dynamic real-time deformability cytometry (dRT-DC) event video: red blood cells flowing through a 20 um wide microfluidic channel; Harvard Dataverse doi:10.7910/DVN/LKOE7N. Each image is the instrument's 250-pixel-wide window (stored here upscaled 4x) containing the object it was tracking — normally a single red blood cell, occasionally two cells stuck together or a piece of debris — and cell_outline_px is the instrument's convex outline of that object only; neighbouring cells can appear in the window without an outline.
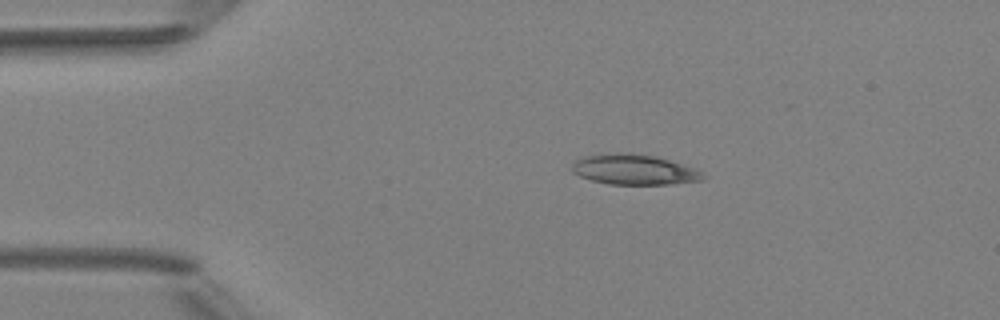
{"species": "Egyptian fruit bat (a non-hibernating species)", "species_latin": "Rousettus aegyptiacus", "temperature_condition": "room temperature", "stored_images_in_passage": 3, "camera_frame_rate_fps": 3000, "um_per_image_px": 0.085, "animal": {"sex": "female"}, "frame": {"image": 1, "passage_image": 1, "time_ms": 0.0, "image_size_px": [1000, 320], "cell_outline_px": [[704, 176], [700, 180], [668, 184], [608, 184], [592, 180], [580, 176], [572, 172], [572, 164], [576, 160], [584, 156], [616, 152], [628, 152], [656, 156], [692, 168], [700, 172]], "centroid_in_image_um": [53.82, 14.4], "position_along_channel_um": 31.2, "area_um2": 22.77}}
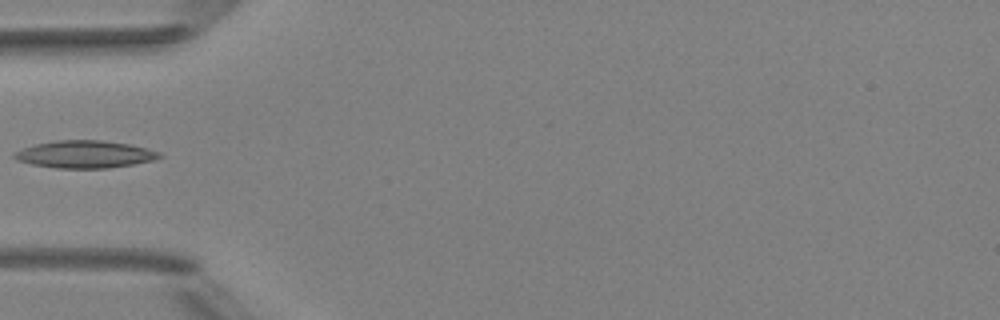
{"frame": {"image": 2, "passage_image": 3, "time_ms": 2.333, "image_size_px": [1000, 320], "cell_outline_px": [[164, 156], [156, 160], [108, 168], [56, 168], [32, 164], [16, 160], [12, 156], [12, 152], [36, 144], [56, 140], [100, 140], [128, 144], [160, 152]], "centroid_in_image_um": [7.2, 13.12], "position_along_channel_um": 77.8, "area_um2": 23.12}}